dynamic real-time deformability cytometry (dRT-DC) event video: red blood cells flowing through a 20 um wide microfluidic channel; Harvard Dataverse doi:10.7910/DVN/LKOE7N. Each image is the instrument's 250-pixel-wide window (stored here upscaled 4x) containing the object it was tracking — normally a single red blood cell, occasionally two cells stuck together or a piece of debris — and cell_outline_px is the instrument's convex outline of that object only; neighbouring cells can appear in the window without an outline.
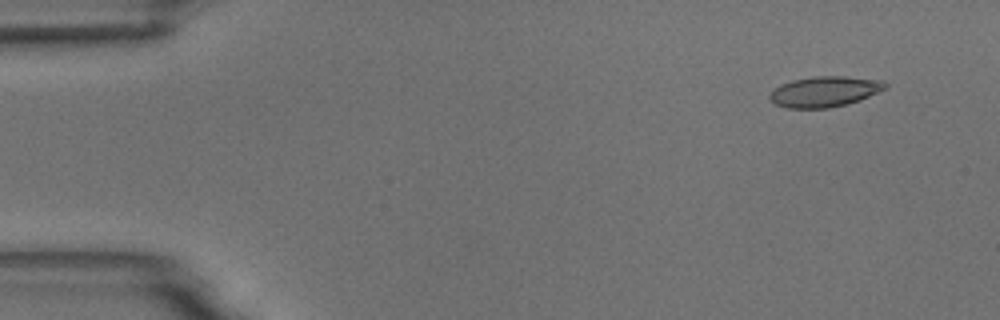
{"species": "common noctule bat (a hibernating species)", "species_latin": "Nyctalus noctula", "temperature_condition": "room temperature", "stored_images_in_passage": 4, "camera_frame_rate_fps": 3000, "um_per_image_px": 0.085, "animal": {"sex": "male", "body_mass_g": 18.8}, "frame": {"image": 1, "passage_image": 1, "time_ms": 0.0, "image_size_px": [1000, 320], "cell_outline_px": [[888, 88], [860, 100], [848, 104], [828, 108], [788, 108], [776, 104], [768, 96], [780, 84], [792, 80], [812, 76], [844, 76], [884, 80], [888, 84]], "centroid_in_image_um": [70.15, 7.77], "position_along_channel_um": 14.9, "area_um2": 20.69}}
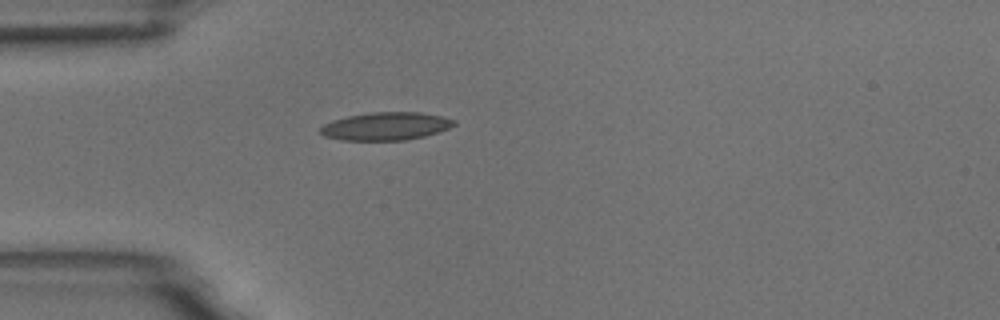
{"frame": {"image": 2, "passage_image": 4, "time_ms": 3.667, "image_size_px": [1000, 320], "cell_outline_px": [[456, 124], [448, 128], [424, 136], [408, 140], [340, 140], [324, 136], [320, 132], [320, 128], [324, 124], [332, 120], [348, 116], [368, 112], [420, 112], [440, 116], [456, 120]], "centroid_in_image_um": [32.77, 10.72], "position_along_channel_um": 52.2, "area_um2": 21.73}}